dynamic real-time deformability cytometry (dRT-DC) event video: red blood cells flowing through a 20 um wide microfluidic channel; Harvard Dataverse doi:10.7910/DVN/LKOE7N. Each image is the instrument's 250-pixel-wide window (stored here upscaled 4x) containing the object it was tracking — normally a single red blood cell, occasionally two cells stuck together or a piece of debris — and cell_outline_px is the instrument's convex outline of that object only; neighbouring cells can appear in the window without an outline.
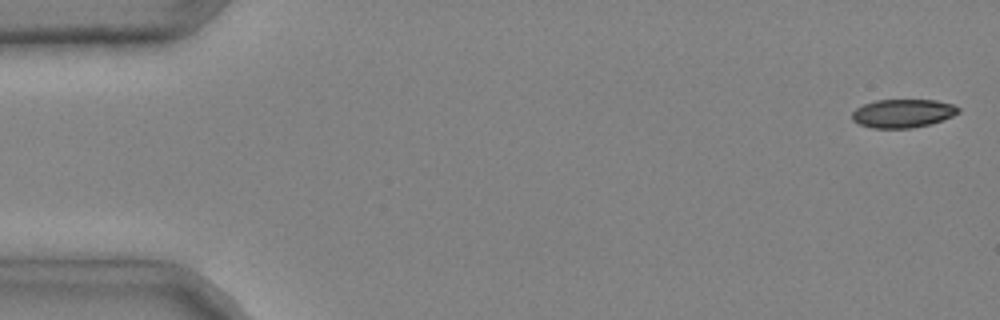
{"species": "common noctule bat (a hibernating species)", "species_latin": "Nyctalus noctula", "temperature_condition": "cold", "stored_images_in_passage": 4, "camera_frame_rate_fps": 3000, "um_per_image_px": 0.085, "animal": {"sex": "male", "body_mass_g": 20.4}, "frame": {"image": 1, "passage_image": 4, "time_ms": 1.0, "image_size_px": [1000, 320], "cell_outline_px": [[960, 112], [952, 116], [928, 124], [912, 128], [872, 128], [860, 124], [852, 120], [852, 112], [856, 108], [864, 104], [876, 100], [936, 100], [952, 104], [960, 108]], "centroid_in_image_um": [76.72, 9.63], "position_along_channel_um": 8.3, "area_um2": 17.51}}